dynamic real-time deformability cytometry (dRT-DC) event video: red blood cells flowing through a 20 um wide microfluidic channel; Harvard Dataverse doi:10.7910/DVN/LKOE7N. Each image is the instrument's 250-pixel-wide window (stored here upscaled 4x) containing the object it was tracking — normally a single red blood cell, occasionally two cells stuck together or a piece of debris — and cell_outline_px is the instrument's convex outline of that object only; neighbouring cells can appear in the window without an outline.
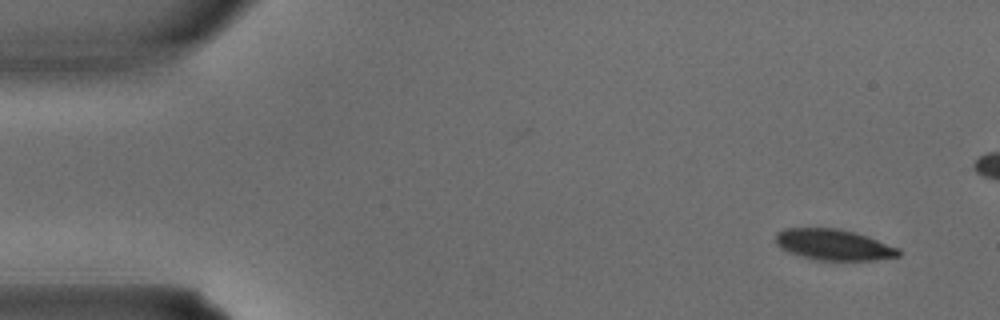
{"species": "common noctule bat (a hibernating species)", "species_latin": "Nyctalus noctula", "temperature_condition": "warm", "stored_images_in_passage": 2, "camera_frame_rate_fps": 3000, "um_per_image_px": 0.085, "animal": {"sex": "male", "body_mass_g": 15.6}, "frame": {"image": 1, "passage_image": 2, "time_ms": 0.333, "image_size_px": [1000, 320], "cell_outline_px": [[900, 256], [872, 260], [820, 260], [788, 252], [780, 248], [776, 244], [776, 232], [784, 228], [840, 228], [856, 232], [868, 236], [900, 248]], "centroid_in_image_um": [70.87, 20.78], "position_along_channel_um": 14.1, "area_um2": 22.25}}